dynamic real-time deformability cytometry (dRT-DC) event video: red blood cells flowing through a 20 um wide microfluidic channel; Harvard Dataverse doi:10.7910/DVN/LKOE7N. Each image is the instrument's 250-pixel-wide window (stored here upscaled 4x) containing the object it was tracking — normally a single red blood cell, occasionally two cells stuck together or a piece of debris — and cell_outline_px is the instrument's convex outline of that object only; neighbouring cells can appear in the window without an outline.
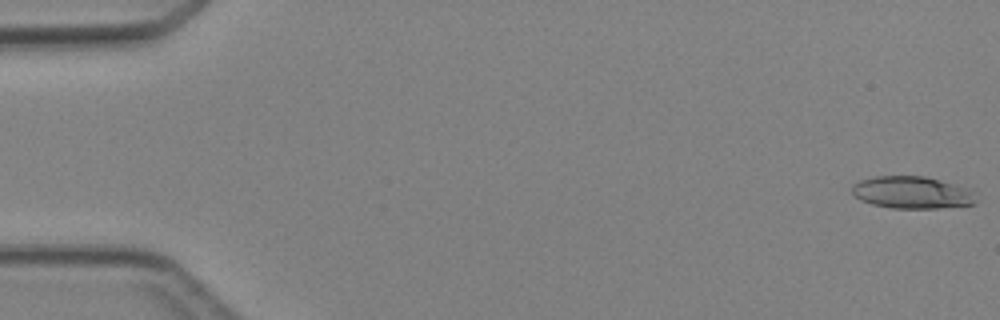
{"species": "Egyptian fruit bat (a non-hibernating species)", "species_latin": "Rousettus aegyptiacus", "temperature_condition": "cold", "stored_images_in_passage": 5, "camera_frame_rate_fps": 3000, "um_per_image_px": 0.085, "animal": {"sex": "female"}, "frame": {"image": 1, "passage_image": 1, "time_ms": 0.0, "image_size_px": [1000, 320], "cell_outline_px": [[976, 204], [940, 208], [892, 208], [872, 204], [860, 200], [852, 192], [852, 184], [860, 180], [872, 176], [924, 176], [940, 180], [968, 188], [972, 192], [976, 200]], "centroid_in_image_um": [77.5, 16.36], "position_along_channel_um": 7.5, "area_um2": 23.29}}